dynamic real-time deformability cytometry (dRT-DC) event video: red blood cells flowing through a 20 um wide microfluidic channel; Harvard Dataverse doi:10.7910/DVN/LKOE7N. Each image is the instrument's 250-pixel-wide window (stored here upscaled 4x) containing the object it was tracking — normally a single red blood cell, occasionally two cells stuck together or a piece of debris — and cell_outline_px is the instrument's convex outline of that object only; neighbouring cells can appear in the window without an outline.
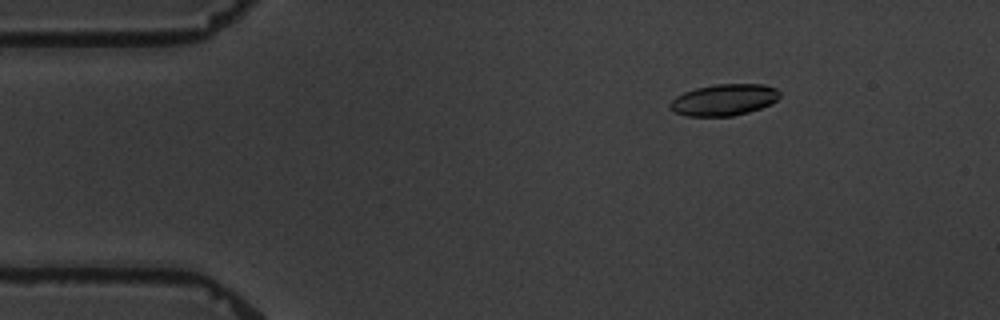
{"species": "common noctule bat (a hibernating species)", "species_latin": "Nyctalus noctula", "temperature_condition": "warm", "stored_images_in_passage": 11, "camera_frame_rate_fps": 3000, "um_per_image_px": 0.085, "animal": {"sex": "male", "body_mass_g": 19.5, "forearm_length_mm": 54.6}, "frame": {"image": 1, "passage_image": 2, "time_ms": 2.0, "image_size_px": [1000, 320], "cell_outline_px": [[780, 96], [772, 104], [748, 112], [732, 116], [688, 116], [676, 112], [668, 108], [668, 104], [676, 96], [684, 92], [696, 88], [716, 84], [764, 84], [776, 88], [780, 92]], "centroid_in_image_um": [61.54, 8.48], "position_along_channel_um": 23.5, "area_um2": 20.17}}
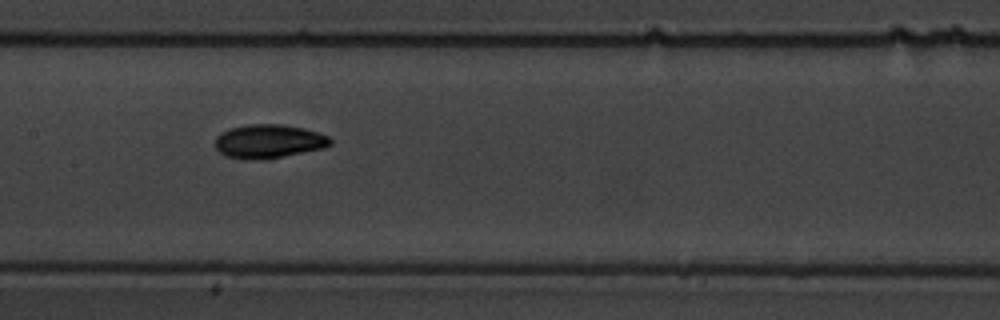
{"frame": {"image": 2, "passage_image": 8, "time_ms": 8.667, "image_size_px": [1000, 320], "cell_outline_px": [[332, 144], [324, 148], [268, 160], [244, 160], [224, 156], [216, 148], [216, 136], [220, 132], [228, 128], [248, 124], [280, 124], [304, 128], [328, 136], [332, 140]], "centroid_in_image_um": [22.82, 12.03], "position_along_channel_um": 184.6, "area_um2": 23.12}}
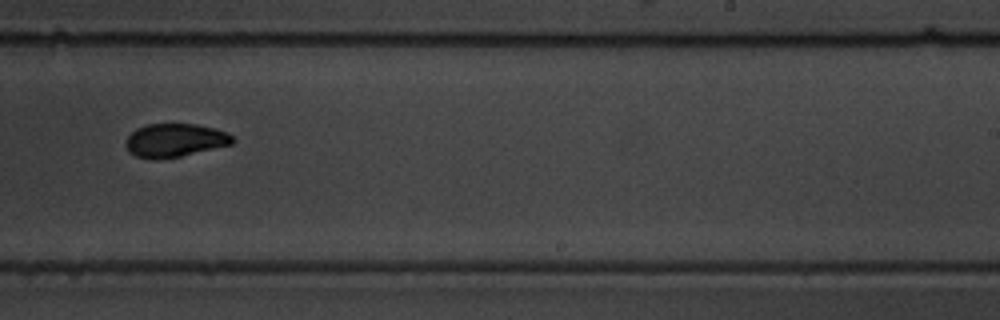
{"frame": {"image": 3, "passage_image": 10, "time_ms": 11.333, "image_size_px": [1000, 320], "cell_outline_px": [[236, 140], [232, 144], [180, 156], [136, 156], [128, 152], [124, 144], [128, 136], [136, 128], [148, 124], [196, 124], [216, 128], [228, 132]], "centroid_in_image_um": [14.9, 11.88], "position_along_channel_um": 274.1, "area_um2": 20.29}}